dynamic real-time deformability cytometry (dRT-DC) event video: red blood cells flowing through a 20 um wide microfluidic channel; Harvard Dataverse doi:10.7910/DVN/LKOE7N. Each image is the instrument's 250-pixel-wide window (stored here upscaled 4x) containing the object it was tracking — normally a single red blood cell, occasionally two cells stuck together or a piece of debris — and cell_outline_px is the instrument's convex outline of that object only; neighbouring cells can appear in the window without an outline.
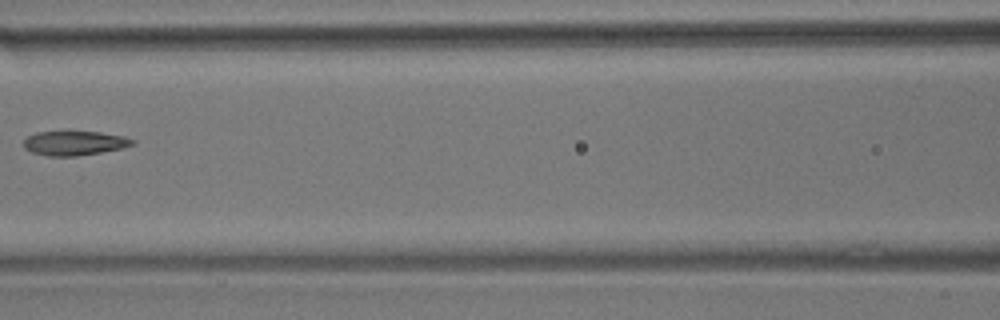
{"species": "common noctule bat (a hibernating species)", "species_latin": "Nyctalus noctula", "temperature_condition": "room temperature", "stored_images_in_passage": 9, "camera_frame_rate_fps": 3000, "um_per_image_px": 0.085, "animal": {"sex": "male", "body_mass_g": 17.9}, "frame": {"image": 1, "passage_image": 6, "time_ms": 6.0, "image_size_px": [1000, 320], "cell_outline_px": [[136, 144], [120, 148], [100, 152], [76, 156], [48, 156], [32, 152], [24, 148], [24, 140], [28, 136], [36, 132], [100, 132], [124, 136], [132, 140]], "centroid_in_image_um": [6.3, 12.17], "position_along_channel_um": 160.3, "area_um2": 15.2}}
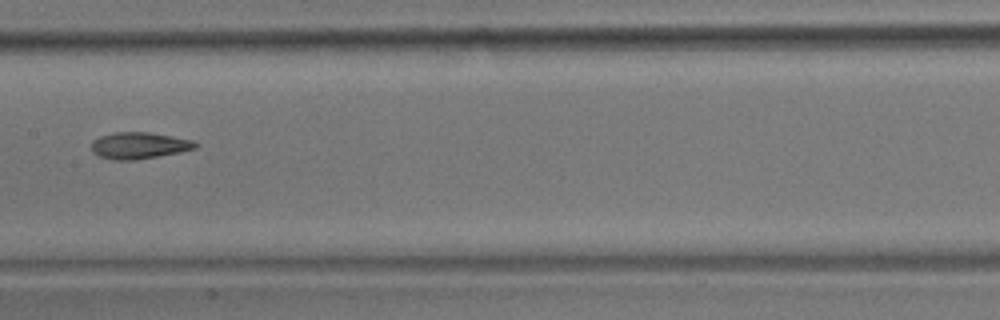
{"frame": {"image": 2, "passage_image": 7, "time_ms": 7.0, "image_size_px": [1000, 320], "cell_outline_px": [[200, 144], [196, 148], [180, 152], [136, 160], [112, 160], [100, 156], [92, 152], [92, 140], [100, 136], [116, 132], [148, 132], [172, 136], [192, 140]], "centroid_in_image_um": [11.83, 12.37], "position_along_channel_um": 195.6, "area_um2": 16.13}}
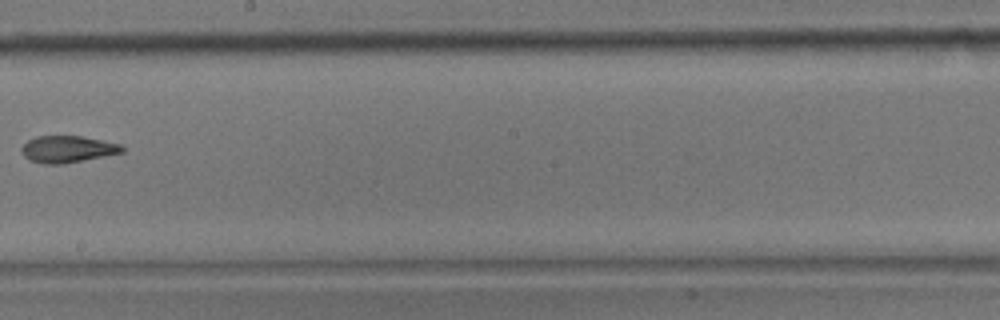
{"frame": {"image": 3, "passage_image": 8, "time_ms": 8.333, "image_size_px": [1000, 320], "cell_outline_px": [[124, 152], [64, 164], [44, 164], [32, 160], [24, 156], [20, 148], [28, 140], [36, 136], [80, 136], [120, 144], [124, 148]], "centroid_in_image_um": [5.73, 12.68], "position_along_channel_um": 242.5, "area_um2": 15.55}}